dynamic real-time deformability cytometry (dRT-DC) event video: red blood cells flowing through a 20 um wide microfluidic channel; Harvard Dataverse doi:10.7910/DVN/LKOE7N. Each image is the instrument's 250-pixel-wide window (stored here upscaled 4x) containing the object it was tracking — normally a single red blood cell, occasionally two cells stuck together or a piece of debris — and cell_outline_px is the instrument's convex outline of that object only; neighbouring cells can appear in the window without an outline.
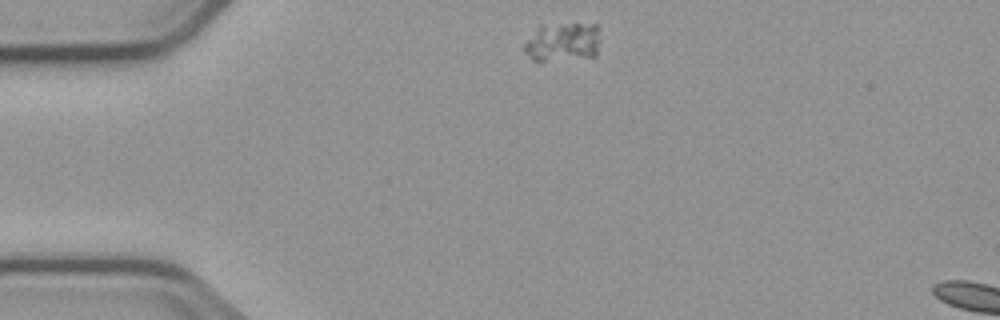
{"species": "common noctule bat (a hibernating species)", "species_latin": "Nyctalus noctula", "temperature_condition": "cold", "stored_images_in_passage": 3, "camera_frame_rate_fps": 3000, "um_per_image_px": 0.085, "animal": {"sex": "male", "body_mass_g": 23.1, "forearm_length_mm": 52.7}, "frame": {"image": 1, "passage_image": 1, "time_ms": 0.0, "image_size_px": [1000, 320], "cell_outline_px": [[600, 28], [596, 56], [544, 60], [532, 60], [524, 52], [524, 44], [540, 24], [600, 24]], "centroid_in_image_um": [47.84, 3.54], "position_along_channel_um": 37.2, "area_um2": 17.11}}